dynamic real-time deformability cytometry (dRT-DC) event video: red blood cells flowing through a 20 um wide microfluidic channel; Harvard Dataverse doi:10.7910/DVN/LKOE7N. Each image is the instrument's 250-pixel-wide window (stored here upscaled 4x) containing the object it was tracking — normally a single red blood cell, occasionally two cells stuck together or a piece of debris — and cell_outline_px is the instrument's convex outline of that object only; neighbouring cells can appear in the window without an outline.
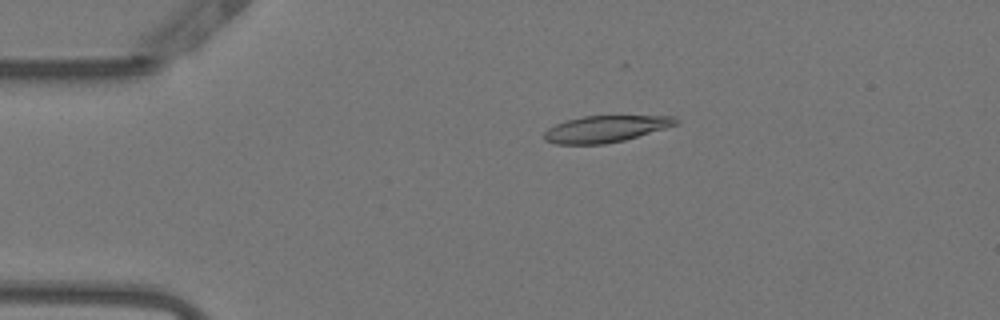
{"species": "Egyptian fruit bat (a non-hibernating species)", "species_latin": "Rousettus aegyptiacus", "temperature_condition": "warm", "stored_images_in_passage": 45, "camera_frame_rate_fps": 3000, "um_per_image_px": 0.085, "animal": {"sex": "female"}, "frame": {"image": 1, "passage_image": 11, "time_ms": 3.333, "image_size_px": [1000, 320], "cell_outline_px": [[680, 120], [676, 124], [664, 128], [624, 140], [604, 144], [556, 144], [544, 140], [544, 132], [548, 128], [556, 124], [568, 120], [584, 116], [676, 116]], "centroid_in_image_um": [51.45, 10.96], "position_along_channel_um": 33.5, "area_um2": 20.17}}
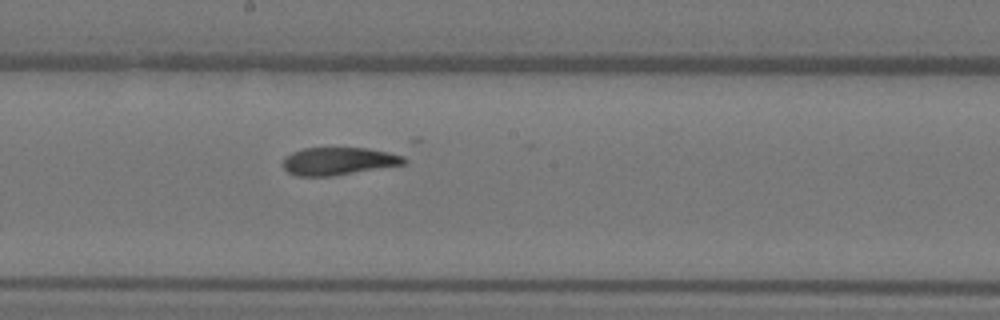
{"frame": {"image": 2, "passage_image": 29, "time_ms": 9.333, "image_size_px": [1000, 320], "cell_outline_px": [[408, 160], [404, 164], [332, 176], [296, 176], [288, 172], [284, 168], [284, 156], [292, 152], [304, 148], [368, 148], [388, 152], [404, 156]], "centroid_in_image_um": [28.77, 13.69], "position_along_channel_um": 219.4, "area_um2": 19.48}}
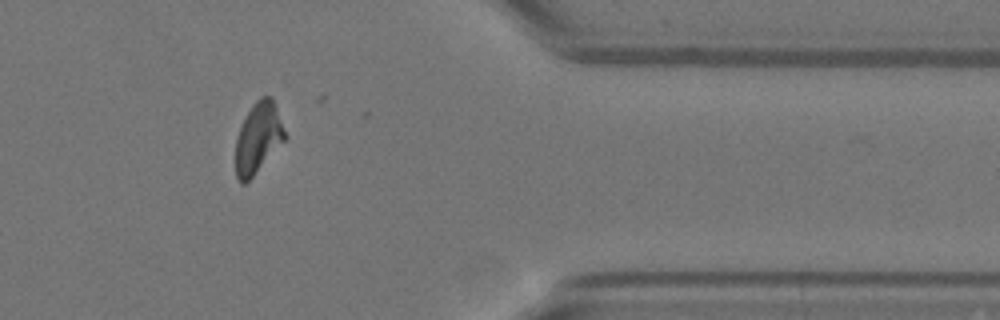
{"frame": {"image": 3, "passage_image": 44, "time_ms": 14.333, "image_size_px": [1000, 320], "cell_outline_px": [[284, 140], [252, 176], [244, 184], [240, 184], [236, 176], [236, 140], [240, 128], [252, 104], [260, 96], [272, 96], [284, 132]], "centroid_in_image_um": [21.91, 11.71], "position_along_channel_um": 389.5, "area_um2": 19.54}}